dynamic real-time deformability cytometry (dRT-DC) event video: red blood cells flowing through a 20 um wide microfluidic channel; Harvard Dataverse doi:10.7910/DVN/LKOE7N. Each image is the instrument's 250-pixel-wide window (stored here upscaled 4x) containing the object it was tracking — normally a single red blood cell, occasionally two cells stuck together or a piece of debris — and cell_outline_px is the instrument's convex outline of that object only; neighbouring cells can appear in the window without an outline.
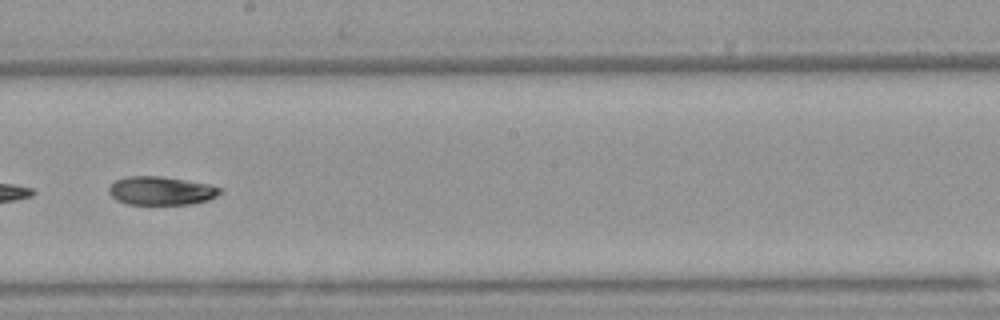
{"species": "Egyptian fruit bat (a non-hibernating species)", "species_latin": "Rousettus aegyptiacus", "temperature_condition": "warm", "stored_images_in_passage": 51, "segment_of_instrument_passage": [2, 2], "camera_frame_rate_fps": 3000, "um_per_image_px": 0.085, "animal": {"sex": "female"}, "frame": {"image": 1, "passage_image": 30, "time_ms": 9.667, "image_size_px": [1000, 320], "cell_outline_px": [[220, 192], [216, 196], [208, 200], [192, 204], [128, 204], [116, 200], [108, 192], [108, 188], [116, 180], [128, 176], [160, 176], [208, 184], [220, 188]], "centroid_in_image_um": [13.66, 16.22], "position_along_channel_um": 234.5, "area_um2": 18.26}}
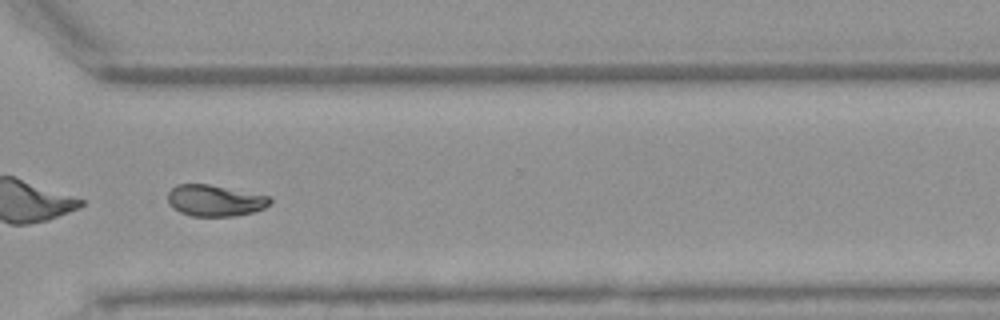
{"frame": {"image": 2, "passage_image": 39, "time_ms": 12.667, "image_size_px": [1000, 320], "cell_outline_px": [[272, 200], [264, 208], [252, 212], [236, 216], [192, 216], [180, 212], [172, 208], [168, 204], [168, 192], [176, 184], [208, 184], [272, 196]], "centroid_in_image_um": [18.26, 17.04], "position_along_channel_um": 352.3, "area_um2": 18.79}}